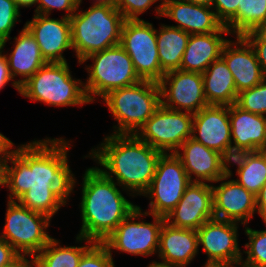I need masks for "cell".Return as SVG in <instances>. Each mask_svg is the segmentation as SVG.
Returning <instances> with one entry per match:
<instances>
[{"instance_id": "cell-20", "label": "cell", "mask_w": 266, "mask_h": 267, "mask_svg": "<svg viewBox=\"0 0 266 267\" xmlns=\"http://www.w3.org/2000/svg\"><path fill=\"white\" fill-rule=\"evenodd\" d=\"M236 39L235 42L229 39L221 57L233 75L237 93H240L258 85L266 77L250 43L243 36H237Z\"/></svg>"}, {"instance_id": "cell-2", "label": "cell", "mask_w": 266, "mask_h": 267, "mask_svg": "<svg viewBox=\"0 0 266 267\" xmlns=\"http://www.w3.org/2000/svg\"><path fill=\"white\" fill-rule=\"evenodd\" d=\"M162 154L134 134L112 133L85 157H91L104 167L97 168L109 179L115 176L122 191L138 196L149 188Z\"/></svg>"}, {"instance_id": "cell-39", "label": "cell", "mask_w": 266, "mask_h": 267, "mask_svg": "<svg viewBox=\"0 0 266 267\" xmlns=\"http://www.w3.org/2000/svg\"><path fill=\"white\" fill-rule=\"evenodd\" d=\"M19 256L8 242L0 238V267L12 264Z\"/></svg>"}, {"instance_id": "cell-8", "label": "cell", "mask_w": 266, "mask_h": 267, "mask_svg": "<svg viewBox=\"0 0 266 267\" xmlns=\"http://www.w3.org/2000/svg\"><path fill=\"white\" fill-rule=\"evenodd\" d=\"M5 214L6 223L0 238L20 256L35 257L51 240L52 237L46 232L51 221L47 215L9 200Z\"/></svg>"}, {"instance_id": "cell-43", "label": "cell", "mask_w": 266, "mask_h": 267, "mask_svg": "<svg viewBox=\"0 0 266 267\" xmlns=\"http://www.w3.org/2000/svg\"><path fill=\"white\" fill-rule=\"evenodd\" d=\"M28 260L26 256H19L12 264L5 267H35L34 257H30Z\"/></svg>"}, {"instance_id": "cell-41", "label": "cell", "mask_w": 266, "mask_h": 267, "mask_svg": "<svg viewBox=\"0 0 266 267\" xmlns=\"http://www.w3.org/2000/svg\"><path fill=\"white\" fill-rule=\"evenodd\" d=\"M257 213L260 214L263 221H266V183L261 188L259 194L256 196Z\"/></svg>"}, {"instance_id": "cell-35", "label": "cell", "mask_w": 266, "mask_h": 267, "mask_svg": "<svg viewBox=\"0 0 266 267\" xmlns=\"http://www.w3.org/2000/svg\"><path fill=\"white\" fill-rule=\"evenodd\" d=\"M77 267H115L112 253L95 242L81 257Z\"/></svg>"}, {"instance_id": "cell-50", "label": "cell", "mask_w": 266, "mask_h": 267, "mask_svg": "<svg viewBox=\"0 0 266 267\" xmlns=\"http://www.w3.org/2000/svg\"><path fill=\"white\" fill-rule=\"evenodd\" d=\"M204 267H236V266H231V265H226V264H203Z\"/></svg>"}, {"instance_id": "cell-22", "label": "cell", "mask_w": 266, "mask_h": 267, "mask_svg": "<svg viewBox=\"0 0 266 267\" xmlns=\"http://www.w3.org/2000/svg\"><path fill=\"white\" fill-rule=\"evenodd\" d=\"M211 8L186 0H162V16L177 22L173 27L190 35L217 32L224 26Z\"/></svg>"}, {"instance_id": "cell-10", "label": "cell", "mask_w": 266, "mask_h": 267, "mask_svg": "<svg viewBox=\"0 0 266 267\" xmlns=\"http://www.w3.org/2000/svg\"><path fill=\"white\" fill-rule=\"evenodd\" d=\"M156 34L152 23L143 19L125 20L120 45L133 61L139 78L158 83L165 73L160 66Z\"/></svg>"}, {"instance_id": "cell-5", "label": "cell", "mask_w": 266, "mask_h": 267, "mask_svg": "<svg viewBox=\"0 0 266 267\" xmlns=\"http://www.w3.org/2000/svg\"><path fill=\"white\" fill-rule=\"evenodd\" d=\"M102 99L117 121L113 134L135 135L161 105L159 84L146 80L114 89Z\"/></svg>"}, {"instance_id": "cell-6", "label": "cell", "mask_w": 266, "mask_h": 267, "mask_svg": "<svg viewBox=\"0 0 266 267\" xmlns=\"http://www.w3.org/2000/svg\"><path fill=\"white\" fill-rule=\"evenodd\" d=\"M20 95L57 107L91 103L84 83L72 77L67 62H47L20 87Z\"/></svg>"}, {"instance_id": "cell-32", "label": "cell", "mask_w": 266, "mask_h": 267, "mask_svg": "<svg viewBox=\"0 0 266 267\" xmlns=\"http://www.w3.org/2000/svg\"><path fill=\"white\" fill-rule=\"evenodd\" d=\"M236 104L243 110L266 116V78L258 85L238 93Z\"/></svg>"}, {"instance_id": "cell-3", "label": "cell", "mask_w": 266, "mask_h": 267, "mask_svg": "<svg viewBox=\"0 0 266 267\" xmlns=\"http://www.w3.org/2000/svg\"><path fill=\"white\" fill-rule=\"evenodd\" d=\"M82 179V227L77 235L102 243L138 205L127 200L114 179L97 167L87 168Z\"/></svg>"}, {"instance_id": "cell-45", "label": "cell", "mask_w": 266, "mask_h": 267, "mask_svg": "<svg viewBox=\"0 0 266 267\" xmlns=\"http://www.w3.org/2000/svg\"><path fill=\"white\" fill-rule=\"evenodd\" d=\"M6 162L7 161H0V186H5Z\"/></svg>"}, {"instance_id": "cell-4", "label": "cell", "mask_w": 266, "mask_h": 267, "mask_svg": "<svg viewBox=\"0 0 266 267\" xmlns=\"http://www.w3.org/2000/svg\"><path fill=\"white\" fill-rule=\"evenodd\" d=\"M71 45L78 63L85 57L120 44L125 18L115 6L93 4L88 10H76L69 18Z\"/></svg>"}, {"instance_id": "cell-9", "label": "cell", "mask_w": 266, "mask_h": 267, "mask_svg": "<svg viewBox=\"0 0 266 267\" xmlns=\"http://www.w3.org/2000/svg\"><path fill=\"white\" fill-rule=\"evenodd\" d=\"M191 184L181 160L174 154H162L149 188L142 196L148 197L150 210L147 214L166 217L182 198Z\"/></svg>"}, {"instance_id": "cell-46", "label": "cell", "mask_w": 266, "mask_h": 267, "mask_svg": "<svg viewBox=\"0 0 266 267\" xmlns=\"http://www.w3.org/2000/svg\"><path fill=\"white\" fill-rule=\"evenodd\" d=\"M186 1L192 2L194 4H198V5H203V6L211 7L213 0H186Z\"/></svg>"}, {"instance_id": "cell-19", "label": "cell", "mask_w": 266, "mask_h": 267, "mask_svg": "<svg viewBox=\"0 0 266 267\" xmlns=\"http://www.w3.org/2000/svg\"><path fill=\"white\" fill-rule=\"evenodd\" d=\"M174 154L181 160L191 182L214 183L228 174V160L192 138H188Z\"/></svg>"}, {"instance_id": "cell-17", "label": "cell", "mask_w": 266, "mask_h": 267, "mask_svg": "<svg viewBox=\"0 0 266 267\" xmlns=\"http://www.w3.org/2000/svg\"><path fill=\"white\" fill-rule=\"evenodd\" d=\"M213 218L211 184L191 182L176 207L166 215L165 222L176 228L197 231Z\"/></svg>"}, {"instance_id": "cell-12", "label": "cell", "mask_w": 266, "mask_h": 267, "mask_svg": "<svg viewBox=\"0 0 266 267\" xmlns=\"http://www.w3.org/2000/svg\"><path fill=\"white\" fill-rule=\"evenodd\" d=\"M193 114L160 105L135 134L163 154L176 153L192 137Z\"/></svg>"}, {"instance_id": "cell-30", "label": "cell", "mask_w": 266, "mask_h": 267, "mask_svg": "<svg viewBox=\"0 0 266 267\" xmlns=\"http://www.w3.org/2000/svg\"><path fill=\"white\" fill-rule=\"evenodd\" d=\"M266 21V0H239L237 13L225 24L232 35L244 36Z\"/></svg>"}, {"instance_id": "cell-28", "label": "cell", "mask_w": 266, "mask_h": 267, "mask_svg": "<svg viewBox=\"0 0 266 267\" xmlns=\"http://www.w3.org/2000/svg\"><path fill=\"white\" fill-rule=\"evenodd\" d=\"M230 162L237 165L235 181L257 196L266 183V150L240 153L228 160V166Z\"/></svg>"}, {"instance_id": "cell-26", "label": "cell", "mask_w": 266, "mask_h": 267, "mask_svg": "<svg viewBox=\"0 0 266 267\" xmlns=\"http://www.w3.org/2000/svg\"><path fill=\"white\" fill-rule=\"evenodd\" d=\"M204 95L208 105L230 106L238 93L232 73L222 57L215 60L203 73Z\"/></svg>"}, {"instance_id": "cell-37", "label": "cell", "mask_w": 266, "mask_h": 267, "mask_svg": "<svg viewBox=\"0 0 266 267\" xmlns=\"http://www.w3.org/2000/svg\"><path fill=\"white\" fill-rule=\"evenodd\" d=\"M243 37L253 47L262 72L266 77V39L263 38L256 30L246 33Z\"/></svg>"}, {"instance_id": "cell-40", "label": "cell", "mask_w": 266, "mask_h": 267, "mask_svg": "<svg viewBox=\"0 0 266 267\" xmlns=\"http://www.w3.org/2000/svg\"><path fill=\"white\" fill-rule=\"evenodd\" d=\"M13 80L14 79L12 78L9 71V66L6 56L0 50V90L4 88V86H6V84H8L9 81H12V86L16 88L18 93H20V87Z\"/></svg>"}, {"instance_id": "cell-23", "label": "cell", "mask_w": 266, "mask_h": 267, "mask_svg": "<svg viewBox=\"0 0 266 267\" xmlns=\"http://www.w3.org/2000/svg\"><path fill=\"white\" fill-rule=\"evenodd\" d=\"M199 252L197 232L163 223L159 235L158 256L165 265L186 267Z\"/></svg>"}, {"instance_id": "cell-34", "label": "cell", "mask_w": 266, "mask_h": 267, "mask_svg": "<svg viewBox=\"0 0 266 267\" xmlns=\"http://www.w3.org/2000/svg\"><path fill=\"white\" fill-rule=\"evenodd\" d=\"M159 1L161 4L155 7V11L162 17V0ZM157 2L158 0H116L115 7L122 13L125 20H138L139 15Z\"/></svg>"}, {"instance_id": "cell-42", "label": "cell", "mask_w": 266, "mask_h": 267, "mask_svg": "<svg viewBox=\"0 0 266 267\" xmlns=\"http://www.w3.org/2000/svg\"><path fill=\"white\" fill-rule=\"evenodd\" d=\"M14 143L0 133V161H7L8 155L13 151Z\"/></svg>"}, {"instance_id": "cell-31", "label": "cell", "mask_w": 266, "mask_h": 267, "mask_svg": "<svg viewBox=\"0 0 266 267\" xmlns=\"http://www.w3.org/2000/svg\"><path fill=\"white\" fill-rule=\"evenodd\" d=\"M266 225V221H264ZM245 234L249 239V243L245 244L248 249L243 250L247 254L245 260L242 258L240 267H266V230H254L245 227Z\"/></svg>"}, {"instance_id": "cell-48", "label": "cell", "mask_w": 266, "mask_h": 267, "mask_svg": "<svg viewBox=\"0 0 266 267\" xmlns=\"http://www.w3.org/2000/svg\"><path fill=\"white\" fill-rule=\"evenodd\" d=\"M256 31L266 39V21Z\"/></svg>"}, {"instance_id": "cell-47", "label": "cell", "mask_w": 266, "mask_h": 267, "mask_svg": "<svg viewBox=\"0 0 266 267\" xmlns=\"http://www.w3.org/2000/svg\"><path fill=\"white\" fill-rule=\"evenodd\" d=\"M116 0H95L93 4L110 5L115 6Z\"/></svg>"}, {"instance_id": "cell-44", "label": "cell", "mask_w": 266, "mask_h": 267, "mask_svg": "<svg viewBox=\"0 0 266 267\" xmlns=\"http://www.w3.org/2000/svg\"><path fill=\"white\" fill-rule=\"evenodd\" d=\"M17 7L21 9L22 7H30L37 4L38 0H14Z\"/></svg>"}, {"instance_id": "cell-36", "label": "cell", "mask_w": 266, "mask_h": 267, "mask_svg": "<svg viewBox=\"0 0 266 267\" xmlns=\"http://www.w3.org/2000/svg\"><path fill=\"white\" fill-rule=\"evenodd\" d=\"M37 4L34 10L37 14L50 15L53 9H57L68 12L64 15L66 18H70L81 5L79 0H38Z\"/></svg>"}, {"instance_id": "cell-27", "label": "cell", "mask_w": 266, "mask_h": 267, "mask_svg": "<svg viewBox=\"0 0 266 267\" xmlns=\"http://www.w3.org/2000/svg\"><path fill=\"white\" fill-rule=\"evenodd\" d=\"M190 34L177 27L161 24L156 40L161 70L166 73L180 69Z\"/></svg>"}, {"instance_id": "cell-21", "label": "cell", "mask_w": 266, "mask_h": 267, "mask_svg": "<svg viewBox=\"0 0 266 267\" xmlns=\"http://www.w3.org/2000/svg\"><path fill=\"white\" fill-rule=\"evenodd\" d=\"M232 157L244 152L266 150V116L243 110L236 103L229 106Z\"/></svg>"}, {"instance_id": "cell-16", "label": "cell", "mask_w": 266, "mask_h": 267, "mask_svg": "<svg viewBox=\"0 0 266 267\" xmlns=\"http://www.w3.org/2000/svg\"><path fill=\"white\" fill-rule=\"evenodd\" d=\"M229 167L228 174L215 182L222 183L219 186L211 185L214 218L247 225L254 213L257 212L256 196L234 179L228 180L233 176Z\"/></svg>"}, {"instance_id": "cell-15", "label": "cell", "mask_w": 266, "mask_h": 267, "mask_svg": "<svg viewBox=\"0 0 266 267\" xmlns=\"http://www.w3.org/2000/svg\"><path fill=\"white\" fill-rule=\"evenodd\" d=\"M191 138L230 160L232 139L229 106L207 105L193 114Z\"/></svg>"}, {"instance_id": "cell-1", "label": "cell", "mask_w": 266, "mask_h": 267, "mask_svg": "<svg viewBox=\"0 0 266 267\" xmlns=\"http://www.w3.org/2000/svg\"><path fill=\"white\" fill-rule=\"evenodd\" d=\"M70 147L64 138H45L13 149L6 162L9 201L52 218L77 182L68 165Z\"/></svg>"}, {"instance_id": "cell-7", "label": "cell", "mask_w": 266, "mask_h": 267, "mask_svg": "<svg viewBox=\"0 0 266 267\" xmlns=\"http://www.w3.org/2000/svg\"><path fill=\"white\" fill-rule=\"evenodd\" d=\"M89 59L93 64L85 67L89 76L84 82V88L91 103L95 101V95L102 98L114 89L128 87L141 81L134 69L133 61L120 44L93 53L79 64L82 65Z\"/></svg>"}, {"instance_id": "cell-29", "label": "cell", "mask_w": 266, "mask_h": 267, "mask_svg": "<svg viewBox=\"0 0 266 267\" xmlns=\"http://www.w3.org/2000/svg\"><path fill=\"white\" fill-rule=\"evenodd\" d=\"M76 241L81 243L85 241L88 245L62 247L59 240L52 237L48 244L34 257L35 267H77L83 254L95 242L79 235H77Z\"/></svg>"}, {"instance_id": "cell-49", "label": "cell", "mask_w": 266, "mask_h": 267, "mask_svg": "<svg viewBox=\"0 0 266 267\" xmlns=\"http://www.w3.org/2000/svg\"><path fill=\"white\" fill-rule=\"evenodd\" d=\"M148 267H176V266L165 265L158 263L157 261H153L148 265Z\"/></svg>"}, {"instance_id": "cell-11", "label": "cell", "mask_w": 266, "mask_h": 267, "mask_svg": "<svg viewBox=\"0 0 266 267\" xmlns=\"http://www.w3.org/2000/svg\"><path fill=\"white\" fill-rule=\"evenodd\" d=\"M142 215L152 216L153 222L135 221ZM164 222L165 217L142 212L140 206H138L103 240L102 244L110 253L112 250H119L135 256L157 254L160 230Z\"/></svg>"}, {"instance_id": "cell-14", "label": "cell", "mask_w": 266, "mask_h": 267, "mask_svg": "<svg viewBox=\"0 0 266 267\" xmlns=\"http://www.w3.org/2000/svg\"><path fill=\"white\" fill-rule=\"evenodd\" d=\"M238 224L213 218L196 231L198 246H203L208 257L205 264L240 266L243 256L238 245Z\"/></svg>"}, {"instance_id": "cell-25", "label": "cell", "mask_w": 266, "mask_h": 267, "mask_svg": "<svg viewBox=\"0 0 266 267\" xmlns=\"http://www.w3.org/2000/svg\"><path fill=\"white\" fill-rule=\"evenodd\" d=\"M14 39L15 45L12 52L6 53L5 56L12 78L19 75L23 77V79L14 80L21 87L47 62L41 55L35 37L25 26Z\"/></svg>"}, {"instance_id": "cell-13", "label": "cell", "mask_w": 266, "mask_h": 267, "mask_svg": "<svg viewBox=\"0 0 266 267\" xmlns=\"http://www.w3.org/2000/svg\"><path fill=\"white\" fill-rule=\"evenodd\" d=\"M158 84L161 105L168 109L195 114L208 105L201 73L169 71Z\"/></svg>"}, {"instance_id": "cell-18", "label": "cell", "mask_w": 266, "mask_h": 267, "mask_svg": "<svg viewBox=\"0 0 266 267\" xmlns=\"http://www.w3.org/2000/svg\"><path fill=\"white\" fill-rule=\"evenodd\" d=\"M24 26L35 37L46 62H67L63 52L72 49L69 18L63 16L61 19H53L49 15L35 13L33 19Z\"/></svg>"}, {"instance_id": "cell-33", "label": "cell", "mask_w": 266, "mask_h": 267, "mask_svg": "<svg viewBox=\"0 0 266 267\" xmlns=\"http://www.w3.org/2000/svg\"><path fill=\"white\" fill-rule=\"evenodd\" d=\"M20 15L14 0H0V50L3 53L6 42L12 39L10 34Z\"/></svg>"}, {"instance_id": "cell-24", "label": "cell", "mask_w": 266, "mask_h": 267, "mask_svg": "<svg viewBox=\"0 0 266 267\" xmlns=\"http://www.w3.org/2000/svg\"><path fill=\"white\" fill-rule=\"evenodd\" d=\"M224 34H231L225 25L217 32L190 35L180 70L202 74L221 57L223 47L229 41Z\"/></svg>"}, {"instance_id": "cell-38", "label": "cell", "mask_w": 266, "mask_h": 267, "mask_svg": "<svg viewBox=\"0 0 266 267\" xmlns=\"http://www.w3.org/2000/svg\"><path fill=\"white\" fill-rule=\"evenodd\" d=\"M239 0H213L212 8L217 18L225 25L238 10Z\"/></svg>"}]
</instances>
